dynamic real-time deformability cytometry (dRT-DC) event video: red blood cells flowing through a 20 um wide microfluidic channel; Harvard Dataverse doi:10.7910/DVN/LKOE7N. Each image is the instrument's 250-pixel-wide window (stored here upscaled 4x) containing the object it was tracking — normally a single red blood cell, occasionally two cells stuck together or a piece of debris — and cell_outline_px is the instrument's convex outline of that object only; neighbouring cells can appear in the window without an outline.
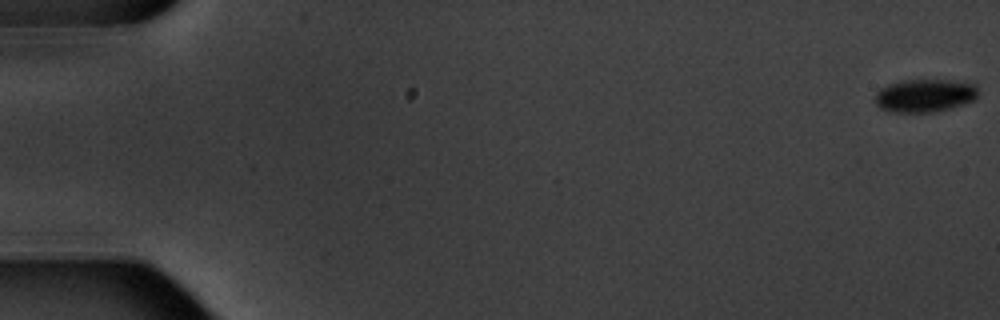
{"species": "common noctule bat (a hibernating species)", "species_latin": "Nyctalus noctula", "temperature_condition": "warm", "stored_images_in_passage": 6, "camera_frame_rate_fps": 3000, "um_per_image_px": 0.085, "animal": {"sex": "male", "body_mass_g": 20.1, "forearm_length_mm": 53.5}, "frame": {"image": 1, "passage_image": 1, "time_ms": 0.0, "image_size_px": [1000, 320], "cell_outline_px": [[976, 96], [972, 100], [948, 108], [932, 112], [888, 112], [880, 108], [876, 104], [876, 92], [880, 88], [888, 84], [904, 80], [948, 80], [976, 84]], "centroid_in_image_um": [78.54, 8.12], "position_along_channel_um": 6.5, "area_um2": 19.54}}
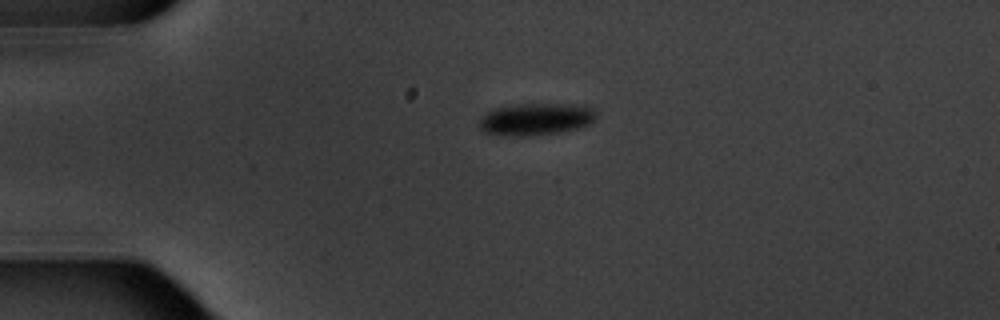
{"frame": {"image": 2, "passage_image": 5, "time_ms": 4.667, "image_size_px": [1000, 320], "cell_outline_px": [[596, 116], [588, 124], [580, 128], [560, 132], [528, 136], [520, 136], [484, 132], [480, 128], [480, 116], [484, 112], [496, 108], [516, 104], [584, 104], [592, 108], [596, 112]], "centroid_in_image_um": [45.56, 10.11], "position_along_channel_um": 39.4, "area_um2": 21.91}}